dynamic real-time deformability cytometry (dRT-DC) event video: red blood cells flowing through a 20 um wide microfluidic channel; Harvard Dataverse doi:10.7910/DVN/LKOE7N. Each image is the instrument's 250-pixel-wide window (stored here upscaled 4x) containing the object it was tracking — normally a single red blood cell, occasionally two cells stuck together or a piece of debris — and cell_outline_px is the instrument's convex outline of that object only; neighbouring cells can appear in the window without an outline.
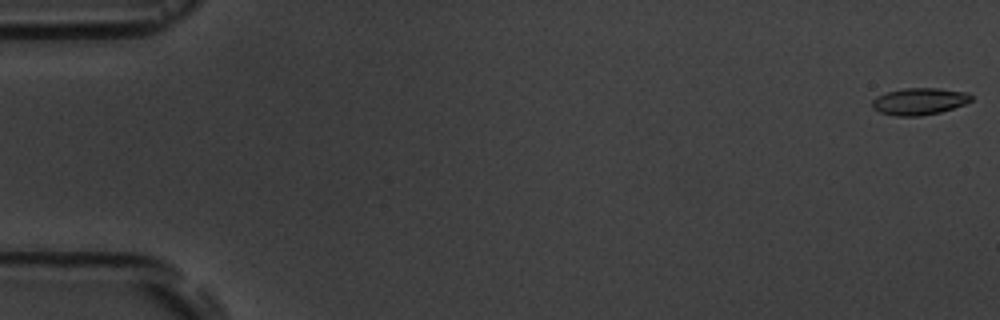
{"species": "common noctule bat (a hibernating species)", "species_latin": "Nyctalus noctula", "temperature_condition": "room temperature", "stored_images_in_passage": 15, "camera_frame_rate_fps": 3000, "um_per_image_px": 0.085, "animal": {"sex": "male", "body_mass_g": 19.5, "forearm_length_mm": 54.6}, "frame": {"image": 1, "passage_image": 1, "time_ms": 0.0, "image_size_px": [1000, 320], "cell_outline_px": [[972, 100], [964, 104], [940, 112], [920, 116], [896, 116], [880, 112], [872, 108], [872, 100], [876, 96], [888, 92], [904, 88], [940, 88], [968, 92], [972, 96]], "centroid_in_image_um": [78.14, 8.61], "position_along_channel_um": 6.9, "area_um2": 15.55}}
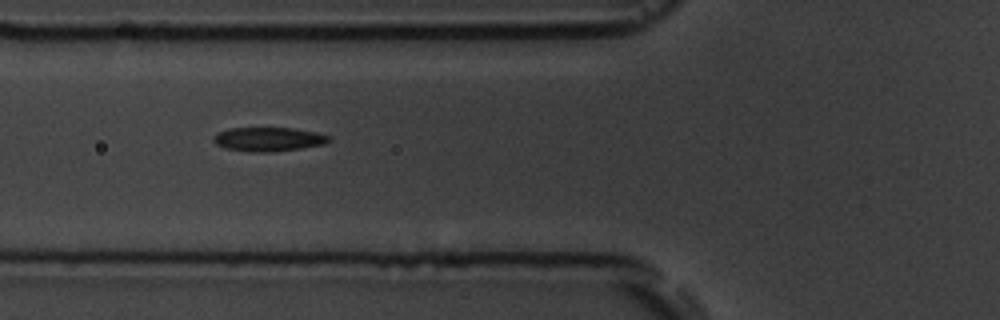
{"frame": {"image": 2, "passage_image": 6, "time_ms": 6.667, "image_size_px": [1000, 320], "cell_outline_px": [[332, 140], [324, 144], [300, 148], [268, 152], [248, 152], [224, 148], [216, 144], [212, 140], [212, 136], [228, 128], [292, 128], [316, 132], [328, 136]], "centroid_in_image_um": [22.78, 11.84], "position_along_channel_um": 103.0, "area_um2": 16.13}}
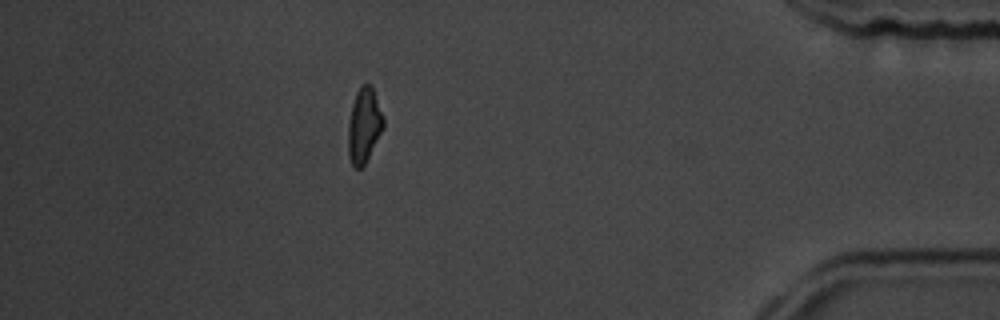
{"frame": {"image": 3, "passage_image": 14, "time_ms": 16.0, "image_size_px": [1000, 320], "cell_outline_px": [[384, 128], [364, 164], [360, 168], [356, 168], [352, 164], [348, 156], [348, 124], [352, 104], [356, 92], [360, 84], [372, 84], [384, 116]], "centroid_in_image_um": [30.95, 10.6], "position_along_channel_um": 404.2, "area_um2": 15.55}, "authors_computed_cell_mechanics": {"area_um2": 15.7794, "velocity_mm_per_s": 3.718, "shape_relaxation_time_tau1_ms": 4.6962, "shape_relaxation_time_tau2_ms": 3.6566, "deformation_change_tau1": 0.1436, "deformation_change_tau2": 0.104}}